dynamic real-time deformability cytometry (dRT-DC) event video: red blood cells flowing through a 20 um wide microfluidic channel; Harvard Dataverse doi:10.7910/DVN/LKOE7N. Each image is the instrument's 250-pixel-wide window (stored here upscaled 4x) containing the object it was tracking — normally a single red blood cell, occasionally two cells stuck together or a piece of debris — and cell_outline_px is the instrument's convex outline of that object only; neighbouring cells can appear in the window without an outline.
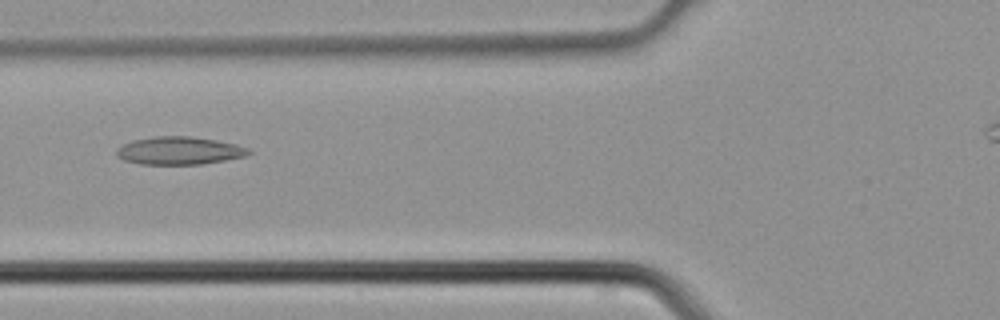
{"species": "common noctule bat (a hibernating species)", "species_latin": "Nyctalus noctula", "temperature_condition": "cold", "stored_images_in_passage": 8, "camera_frame_rate_fps": 3000, "um_per_image_px": 0.085, "animal": {"sex": "male", "body_mass_g": 21.5, "forearm_length_mm": 52.0}, "frame": {"image": 1, "passage_image": 6, "time_ms": 1.667, "image_size_px": [1000, 320], "cell_outline_px": [[252, 152], [244, 156], [224, 160], [200, 164], [140, 164], [124, 160], [116, 156], [116, 148], [120, 144], [132, 140], [152, 136], [188, 136], [216, 140], [236, 144], [248, 148]], "centroid_in_image_um": [15.17, 12.79], "position_along_channel_um": 110.6, "area_um2": 21.5}}
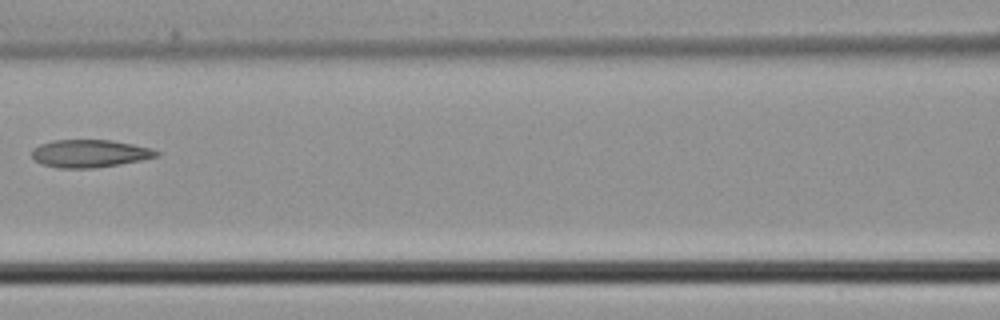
{"frame": {"image": 2, "passage_image": 7, "time_ms": 2.0, "image_size_px": [1000, 320], "cell_outline_px": [[160, 156], [140, 160], [96, 168], [60, 168], [40, 164], [32, 156], [32, 148], [40, 144], [52, 140], [112, 140], [132, 144], [148, 148], [160, 152]], "centroid_in_image_um": [7.59, 13.05], "position_along_channel_um": 159.0, "area_um2": 20.06}}